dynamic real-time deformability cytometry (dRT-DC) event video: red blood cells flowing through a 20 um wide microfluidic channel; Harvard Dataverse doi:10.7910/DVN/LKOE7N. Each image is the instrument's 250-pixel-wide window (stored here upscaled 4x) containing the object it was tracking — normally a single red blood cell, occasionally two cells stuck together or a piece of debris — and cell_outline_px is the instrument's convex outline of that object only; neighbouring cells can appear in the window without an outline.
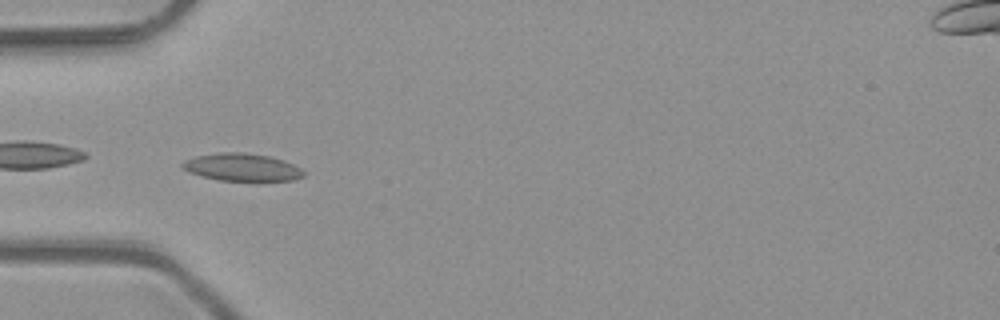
{"species": "common noctule bat (a hibernating species)", "species_latin": "Nyctalus noctula", "temperature_condition": "room temperature", "stored_images_in_passage": 43, "camera_frame_rate_fps": 3000, "um_per_image_px": 0.085, "animal": {"sex": "male", "body_mass_g": 23.1, "forearm_length_mm": 52.7}, "frame": {"image": 1, "passage_image": 9, "time_ms": 2.667, "image_size_px": [1000, 320], "cell_outline_px": [[304, 176], [292, 180], [256, 184], [220, 180], [200, 176], [188, 172], [180, 164], [184, 160], [196, 156], [220, 152], [244, 152], [268, 156], [284, 160], [300, 168], [304, 172]], "centroid_in_image_um": [20.6, 14.26], "position_along_channel_um": 64.4, "area_um2": 20.35}}
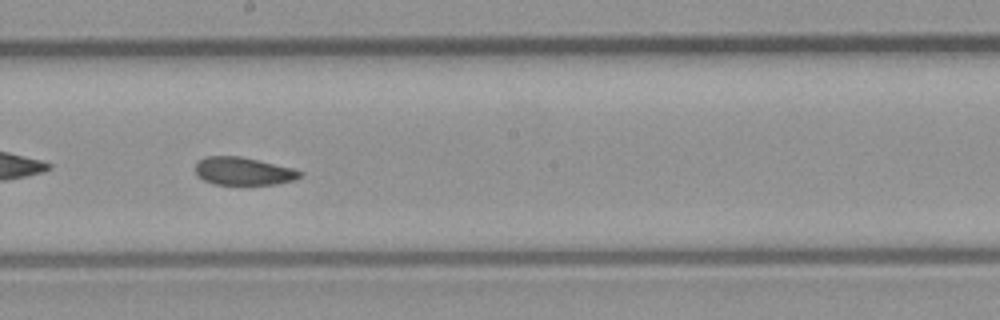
{"frame": {"image": 2, "passage_image": 21, "time_ms": 6.667, "image_size_px": [1000, 320], "cell_outline_px": [[304, 172], [296, 180], [276, 184], [248, 188], [212, 184], [196, 176], [196, 164], [204, 156], [240, 156], [296, 168]], "centroid_in_image_um": [20.73, 14.61], "position_along_channel_um": 227.5, "area_um2": 18.09}}
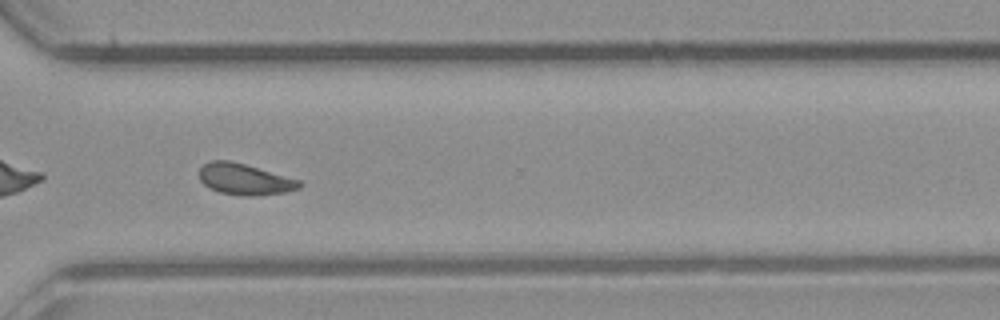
{"frame": {"image": 3, "passage_image": 30, "time_ms": 9.667, "image_size_px": [1000, 320], "cell_outline_px": [[304, 184], [300, 188], [288, 192], [252, 196], [240, 196], [220, 192], [208, 188], [200, 180], [200, 168], [204, 164], [212, 160], [228, 160], [244, 164], [300, 180]], "centroid_in_image_um": [20.81, 15.25], "position_along_channel_um": 349.8, "area_um2": 18.21}, "authors_computed_cell_mechanics": {"area_um2": 18.0336, "velocity_mm_per_s": 4.0941, "shape_relaxation_time_tau1_ms": 5.7485, "shape_relaxation_time_tau2_ms": 3.3264, "deformation_change_tau1": 0.1229, "deformation_change_tau2": 0.0813}}